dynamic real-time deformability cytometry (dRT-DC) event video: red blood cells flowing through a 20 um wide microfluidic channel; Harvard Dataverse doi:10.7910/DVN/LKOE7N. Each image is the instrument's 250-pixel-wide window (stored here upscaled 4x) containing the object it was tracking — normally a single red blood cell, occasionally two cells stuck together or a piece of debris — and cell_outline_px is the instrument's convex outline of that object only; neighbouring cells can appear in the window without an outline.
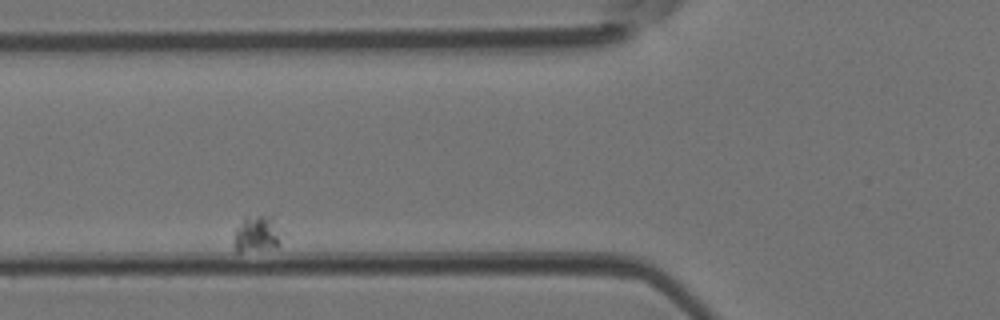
{"species": "Egyptian fruit bat (a non-hibernating species)", "species_latin": "Rousettus aegyptiacus", "temperature_condition": "room temperature", "stored_images_in_passage": 30, "camera_frame_rate_fps": 3000, "um_per_image_px": 0.085, "animal": {"sex": "female"}, "frame": {"image": 1, "passage_image": 5, "time_ms": 1.333, "image_size_px": [1000, 320], "cell_outline_px": [[284, 232], [280, 244], [276, 248], [240, 252], [236, 252], [236, 228], [244, 216], [272, 216]], "centroid_in_image_um": [21.93, 19.87], "position_along_channel_um": 103.9, "area_um2": 10.35}}
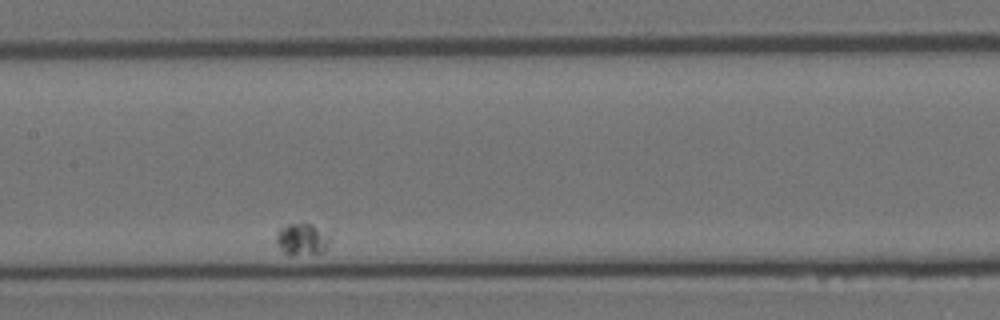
{"frame": {"image": 2, "passage_image": 13, "time_ms": 4.0, "image_size_px": [1000, 320], "cell_outline_px": [[336, 228], [324, 252], [292, 256], [288, 256], [280, 248], [276, 240], [276, 236], [280, 228], [288, 224], [304, 220]], "centroid_in_image_um": [25.85, 20.23], "position_along_channel_um": 181.5, "area_um2": 11.33}}
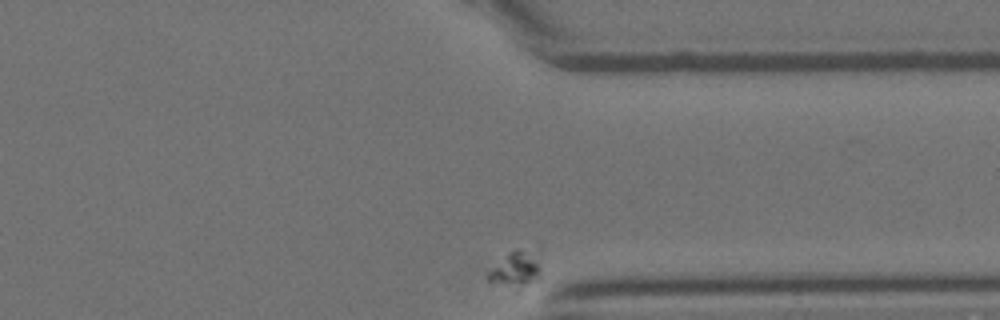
{"frame": {"image": 3, "passage_image": 30, "time_ms": 9.667, "image_size_px": [1000, 320], "cell_outline_px": [[540, 276], [516, 292], [488, 284], [488, 272], [508, 252], [516, 248], [532, 252], [540, 268]], "centroid_in_image_um": [43.74, 23.0], "position_along_channel_um": 367.7, "area_um2": 11.27}}